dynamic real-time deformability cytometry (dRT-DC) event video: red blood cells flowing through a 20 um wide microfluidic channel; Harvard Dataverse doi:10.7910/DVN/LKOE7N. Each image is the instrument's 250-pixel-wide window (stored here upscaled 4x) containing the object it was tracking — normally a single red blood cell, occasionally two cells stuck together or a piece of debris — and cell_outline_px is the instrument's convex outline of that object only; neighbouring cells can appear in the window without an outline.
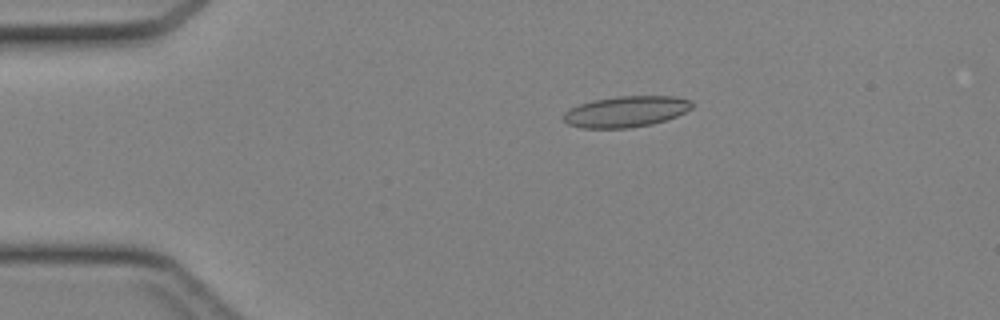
{"species": "Egyptian fruit bat (a non-hibernating species)", "species_latin": "Rousettus aegyptiacus", "temperature_condition": "cold", "stored_images_in_passage": 44, "camera_frame_rate_fps": 3000, "um_per_image_px": 0.085, "animal": {"sex": "female"}, "frame": {"image": 1, "passage_image": 9, "time_ms": 2.667, "image_size_px": [1000, 320], "cell_outline_px": [[692, 108], [676, 116], [652, 124], [628, 128], [580, 128], [568, 124], [564, 120], [564, 112], [568, 108], [592, 100], [616, 96], [676, 96], [692, 100]], "centroid_in_image_um": [53.19, 9.48], "position_along_channel_um": 31.8, "area_um2": 23.29}}
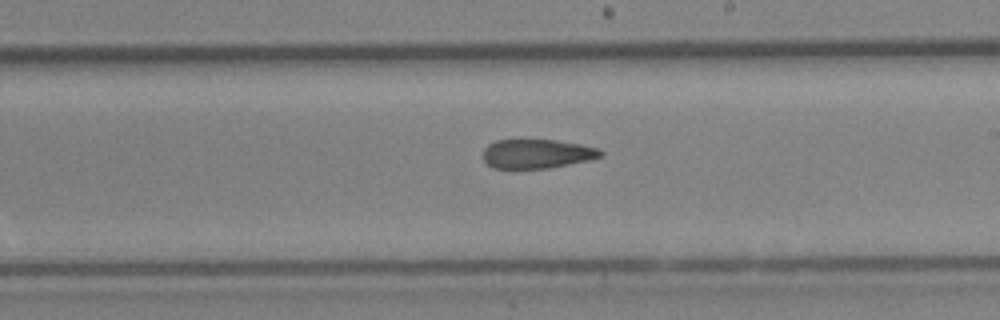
{"frame": {"image": 2, "passage_image": 26, "time_ms": 8.333, "image_size_px": [1000, 320], "cell_outline_px": [[604, 156], [588, 160], [548, 168], [492, 168], [484, 160], [484, 148], [488, 144], [496, 140], [556, 140], [580, 144], [600, 148], [604, 152]], "centroid_in_image_um": [45.67, 13.06], "position_along_channel_um": 243.3, "area_um2": 19.94}}
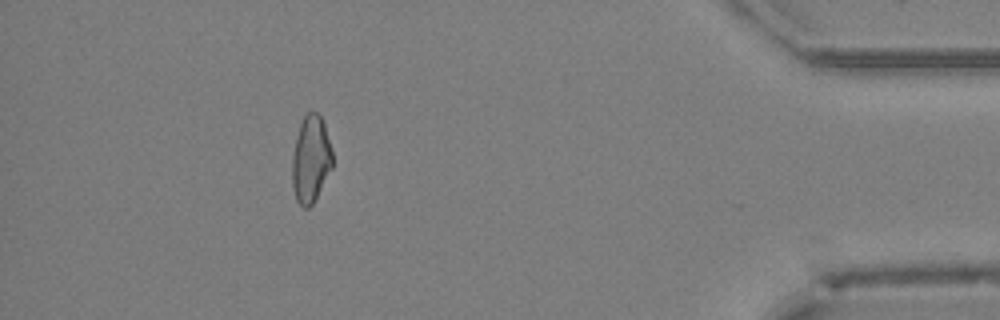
{"frame": {"image": 3, "passage_image": 40, "time_ms": 13.0, "image_size_px": [1000, 320], "cell_outline_px": [[332, 168], [312, 204], [308, 208], [304, 208], [296, 200], [292, 184], [292, 156], [296, 136], [300, 124], [304, 116], [312, 108], [320, 116], [324, 124], [332, 148]], "centroid_in_image_um": [26.41, 13.51], "position_along_channel_um": 408.8, "area_um2": 20.46}}